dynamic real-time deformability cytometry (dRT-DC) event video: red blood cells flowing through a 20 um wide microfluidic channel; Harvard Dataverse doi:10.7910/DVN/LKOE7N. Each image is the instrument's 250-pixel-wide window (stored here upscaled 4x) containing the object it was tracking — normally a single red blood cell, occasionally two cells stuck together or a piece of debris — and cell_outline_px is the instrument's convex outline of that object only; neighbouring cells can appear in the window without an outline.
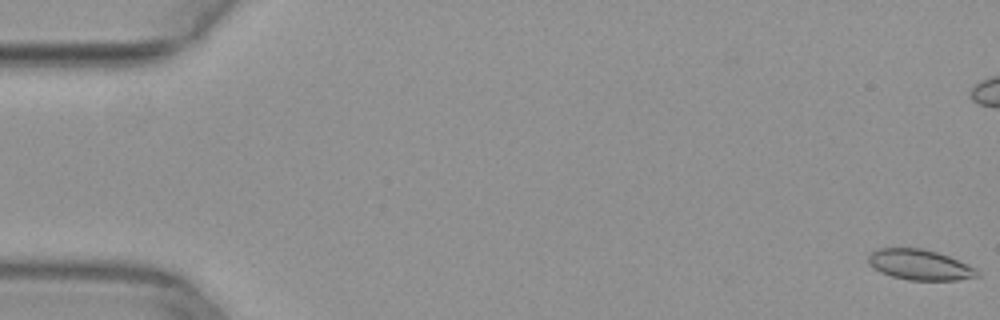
{"species": "common noctule bat (a hibernating species)", "species_latin": "Nyctalus noctula", "temperature_condition": "warm", "stored_images_in_passage": 52, "camera_frame_rate_fps": 3000, "um_per_image_px": 0.085, "animal": {"sex": "female", "body_mass_g": 29.2, "forearm_length_mm": 56.3}, "frame": {"image": 1, "passage_image": 1, "time_ms": 0.0, "image_size_px": [1000, 320], "cell_outline_px": [[980, 276], [956, 280], [908, 280], [892, 276], [880, 272], [872, 268], [868, 264], [868, 256], [876, 248], [924, 248], [948, 256], [968, 264], [976, 268], [980, 272]], "centroid_in_image_um": [78.17, 22.5], "position_along_channel_um": 6.8, "area_um2": 19.48}}
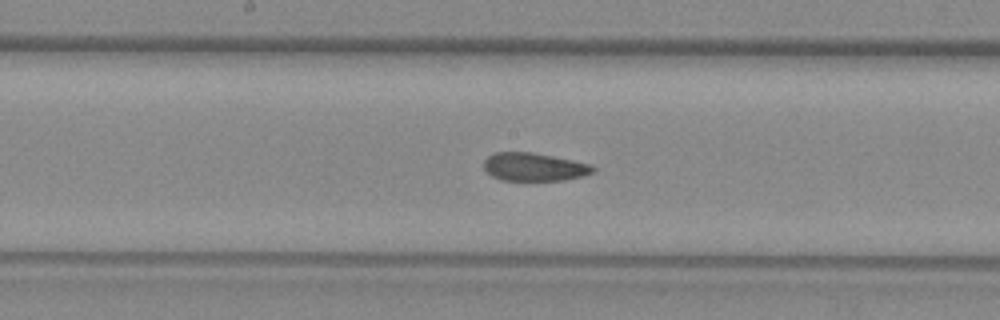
{"frame": {"image": 2, "passage_image": 27, "time_ms": 8.667, "image_size_px": [1000, 320], "cell_outline_px": [[596, 172], [564, 180], [500, 180], [492, 176], [484, 168], [484, 160], [492, 152], [532, 152], [592, 164], [596, 168]], "centroid_in_image_um": [45.4, 14.18], "position_along_channel_um": 202.8, "area_um2": 17.92}}
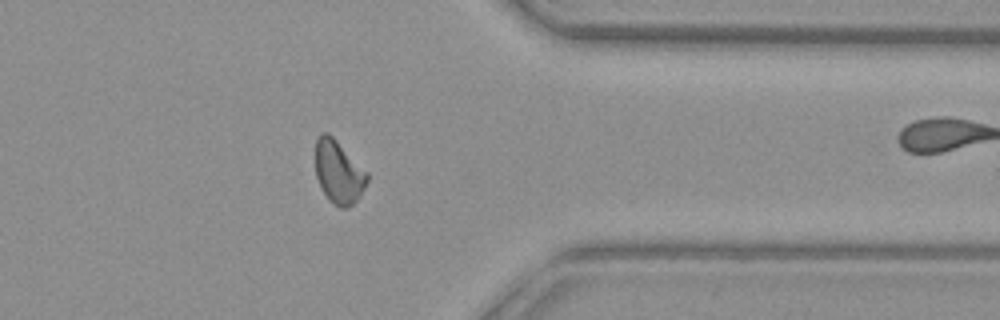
{"frame": {"image": 3, "passage_image": 41, "time_ms": 13.333, "image_size_px": [1000, 320], "cell_outline_px": [[368, 180], [364, 188], [356, 200], [348, 208], [340, 208], [320, 188], [316, 176], [316, 140], [320, 132], [328, 132], [368, 172]], "centroid_in_image_um": [28.78, 14.59], "position_along_channel_um": 382.6, "area_um2": 18.73}}